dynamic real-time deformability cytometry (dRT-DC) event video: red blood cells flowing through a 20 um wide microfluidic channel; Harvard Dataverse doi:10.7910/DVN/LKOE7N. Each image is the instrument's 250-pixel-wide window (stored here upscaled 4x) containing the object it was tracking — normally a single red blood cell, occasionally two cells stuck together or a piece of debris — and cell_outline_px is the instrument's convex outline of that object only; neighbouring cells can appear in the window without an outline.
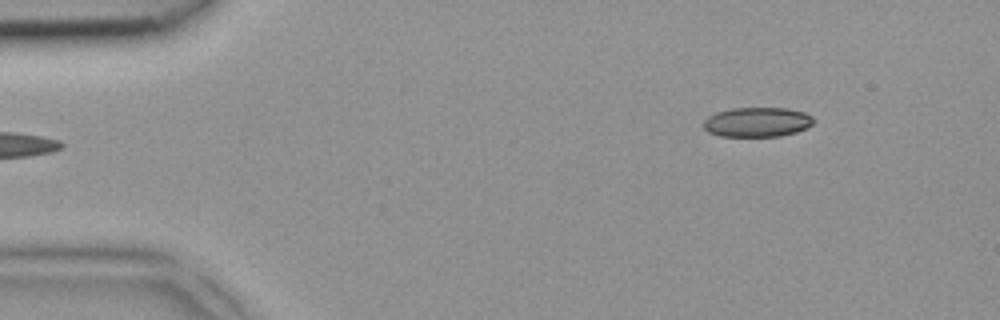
{"species": "common noctule bat (a hibernating species)", "species_latin": "Nyctalus noctula", "temperature_condition": "room temperature", "stored_images_in_passage": 4, "camera_frame_rate_fps": 3000, "um_per_image_px": 0.085, "animal": {"sex": "female", "body_mass_g": 18.4}, "frame": {"image": 1, "passage_image": 4, "time_ms": 1.0, "image_size_px": [1000, 320], "cell_outline_px": [[816, 120], [812, 124], [796, 132], [780, 136], [720, 136], [708, 132], [704, 128], [704, 120], [708, 116], [716, 112], [732, 108], [788, 108], [804, 112], [812, 116]], "centroid_in_image_um": [64.36, 10.37], "position_along_channel_um": 20.6, "area_um2": 19.02}}